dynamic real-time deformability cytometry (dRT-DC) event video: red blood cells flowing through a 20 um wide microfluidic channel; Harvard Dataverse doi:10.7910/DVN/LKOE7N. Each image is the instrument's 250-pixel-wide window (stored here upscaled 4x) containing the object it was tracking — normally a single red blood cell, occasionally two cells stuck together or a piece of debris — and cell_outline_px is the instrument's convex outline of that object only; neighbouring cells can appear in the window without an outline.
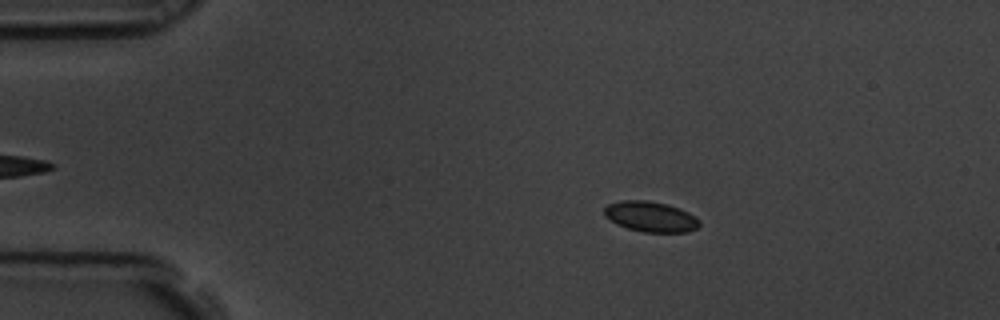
{"species": "common noctule bat (a hibernating species)", "species_latin": "Nyctalus noctula", "temperature_condition": "room temperature", "stored_images_in_passage": 51, "camera_frame_rate_fps": 3000, "um_per_image_px": 0.085, "animal": {"sex": "male", "body_mass_g": 19.5, "forearm_length_mm": 54.6}, "frame": {"image": 1, "passage_image": 11, "time_ms": 3.333, "image_size_px": [1000, 320], "cell_outline_px": [[700, 224], [696, 228], [688, 232], [644, 232], [628, 228], [616, 224], [604, 216], [604, 208], [608, 204], [620, 200], [644, 200], [668, 204], [680, 208], [688, 212], [700, 220]], "centroid_in_image_um": [55.29, 18.41], "position_along_channel_um": 29.7, "area_um2": 16.94}}
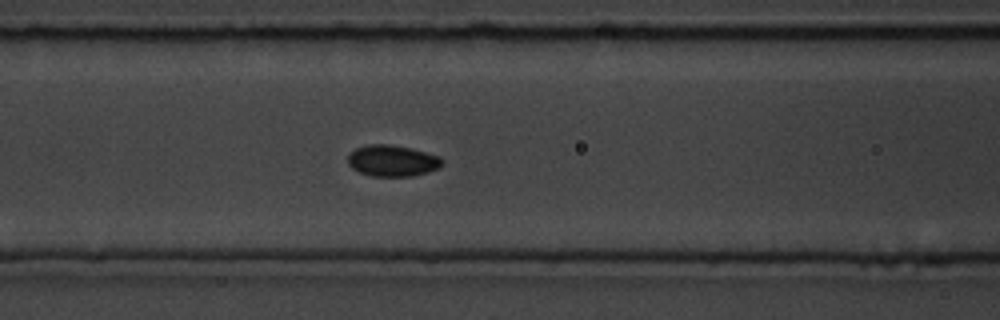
{"frame": {"image": 2, "passage_image": 25, "time_ms": 8.0, "image_size_px": [1000, 320], "cell_outline_px": [[444, 160], [440, 168], [428, 172], [412, 176], [372, 176], [360, 172], [352, 168], [348, 164], [348, 156], [356, 148], [368, 144], [388, 144], [412, 148], [440, 156]], "centroid_in_image_um": [33.38, 13.66], "position_along_channel_um": 133.2, "area_um2": 17.28}}
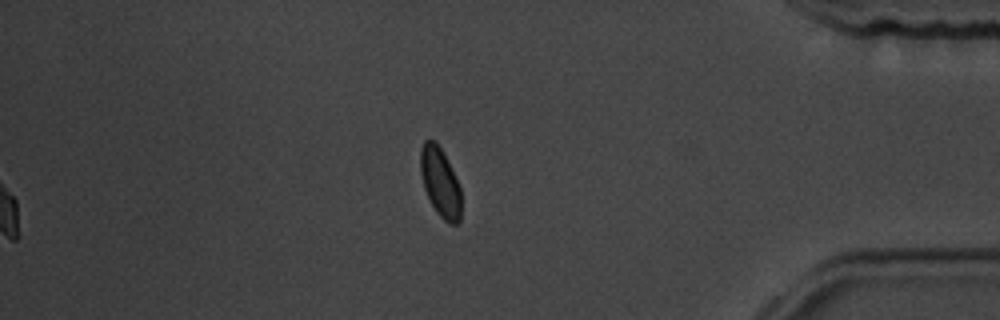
{"frame": {"image": 3, "passage_image": 51, "time_ms": 16.667, "image_size_px": [1000, 320], "cell_outline_px": [[460, 220], [456, 224], [448, 224], [436, 212], [424, 188], [420, 172], [420, 148], [424, 140], [436, 140], [460, 188]], "centroid_in_image_um": [37.38, 15.5], "position_along_channel_um": 397.8, "area_um2": 16.07}, "authors_computed_cell_mechanics": {"area_um2": 16.8198, "velocity_mm_per_s": 3.4447, "shape_relaxation_time_tau1_ms": 2.5097, "shape_relaxation_time_tau2_ms": 11.1615, "deformation_change_tau1": 0.058, "deformation_change_tau2": 0.0964}}